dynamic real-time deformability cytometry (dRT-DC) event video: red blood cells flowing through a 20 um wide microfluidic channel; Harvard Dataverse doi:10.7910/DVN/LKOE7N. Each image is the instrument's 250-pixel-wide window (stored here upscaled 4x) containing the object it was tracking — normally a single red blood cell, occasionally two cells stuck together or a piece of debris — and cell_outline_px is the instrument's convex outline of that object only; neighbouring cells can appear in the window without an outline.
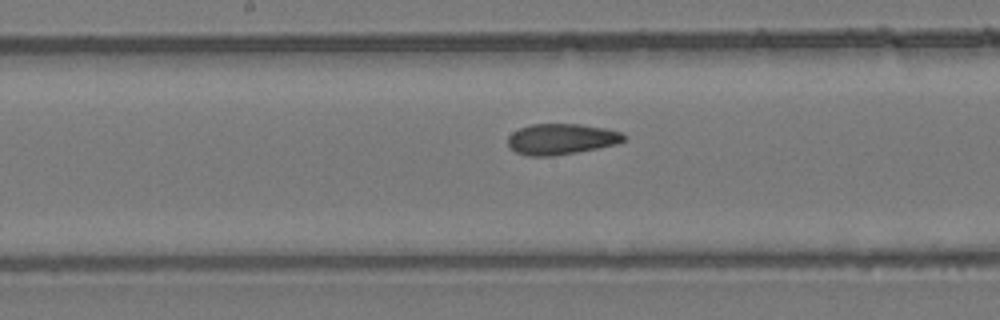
{"species": "common noctule bat (a hibernating species)", "species_latin": "Nyctalus noctula", "temperature_condition": "room temperature", "stored_images_in_passage": 31, "camera_frame_rate_fps": 3000, "um_per_image_px": 0.085, "animal": {"sex": "female", "body_mass_g": 24.6, "forearm_length_mm": 56.2}, "frame": {"image": 1, "passage_image": 18, "time_ms": 5.667, "image_size_px": [1000, 320], "cell_outline_px": [[628, 140], [616, 144], [576, 152], [552, 156], [528, 156], [516, 152], [508, 148], [508, 136], [512, 132], [520, 128], [532, 124], [580, 124], [604, 128], [620, 132], [628, 136]], "centroid_in_image_um": [47.71, 11.82], "position_along_channel_um": 200.5, "area_um2": 20.92}}
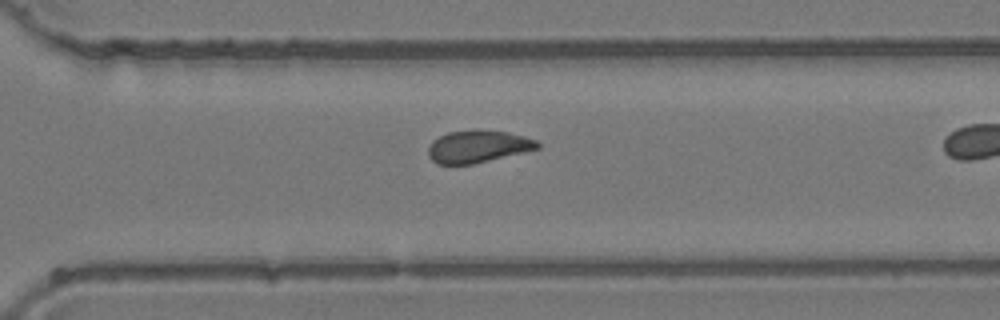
{"frame": {"image": 2, "passage_image": 27, "time_ms": 8.667, "image_size_px": [1000, 320], "cell_outline_px": [[540, 148], [524, 152], [472, 164], [436, 164], [428, 156], [428, 148], [432, 140], [448, 132], [476, 128], [508, 132], [524, 136], [536, 140], [540, 144]], "centroid_in_image_um": [40.61, 12.43], "position_along_channel_um": 330.0, "area_um2": 20.81}}